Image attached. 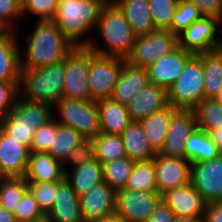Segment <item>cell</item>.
Returning a JSON list of instances; mask_svg holds the SVG:
<instances>
[{
    "mask_svg": "<svg viewBox=\"0 0 222 222\" xmlns=\"http://www.w3.org/2000/svg\"><path fill=\"white\" fill-rule=\"evenodd\" d=\"M20 46V69H36L63 61L75 47L53 20H36ZM22 47V48H21Z\"/></svg>",
    "mask_w": 222,
    "mask_h": 222,
    "instance_id": "1",
    "label": "cell"
},
{
    "mask_svg": "<svg viewBox=\"0 0 222 222\" xmlns=\"http://www.w3.org/2000/svg\"><path fill=\"white\" fill-rule=\"evenodd\" d=\"M95 31L103 45L91 38L87 46L97 55L124 59L130 55L136 36L124 13L112 0L103 7Z\"/></svg>",
    "mask_w": 222,
    "mask_h": 222,
    "instance_id": "2",
    "label": "cell"
},
{
    "mask_svg": "<svg viewBox=\"0 0 222 222\" xmlns=\"http://www.w3.org/2000/svg\"><path fill=\"white\" fill-rule=\"evenodd\" d=\"M108 1L59 0L53 21L75 46H87L91 41L89 33L95 32L101 11Z\"/></svg>",
    "mask_w": 222,
    "mask_h": 222,
    "instance_id": "3",
    "label": "cell"
},
{
    "mask_svg": "<svg viewBox=\"0 0 222 222\" xmlns=\"http://www.w3.org/2000/svg\"><path fill=\"white\" fill-rule=\"evenodd\" d=\"M64 60L36 69H20V97L54 106L63 98Z\"/></svg>",
    "mask_w": 222,
    "mask_h": 222,
    "instance_id": "4",
    "label": "cell"
},
{
    "mask_svg": "<svg viewBox=\"0 0 222 222\" xmlns=\"http://www.w3.org/2000/svg\"><path fill=\"white\" fill-rule=\"evenodd\" d=\"M53 117V106L19 97L14 108L0 117V128L30 150L36 129Z\"/></svg>",
    "mask_w": 222,
    "mask_h": 222,
    "instance_id": "5",
    "label": "cell"
},
{
    "mask_svg": "<svg viewBox=\"0 0 222 222\" xmlns=\"http://www.w3.org/2000/svg\"><path fill=\"white\" fill-rule=\"evenodd\" d=\"M56 121L72 127L85 139H93L100 133L97 101L62 98L53 106Z\"/></svg>",
    "mask_w": 222,
    "mask_h": 222,
    "instance_id": "6",
    "label": "cell"
},
{
    "mask_svg": "<svg viewBox=\"0 0 222 222\" xmlns=\"http://www.w3.org/2000/svg\"><path fill=\"white\" fill-rule=\"evenodd\" d=\"M204 98V71L201 59L194 55L178 79L167 90L168 104L176 109L193 110Z\"/></svg>",
    "mask_w": 222,
    "mask_h": 222,
    "instance_id": "7",
    "label": "cell"
},
{
    "mask_svg": "<svg viewBox=\"0 0 222 222\" xmlns=\"http://www.w3.org/2000/svg\"><path fill=\"white\" fill-rule=\"evenodd\" d=\"M97 55L88 46H75L64 59L63 98L90 100L88 74L92 59Z\"/></svg>",
    "mask_w": 222,
    "mask_h": 222,
    "instance_id": "8",
    "label": "cell"
},
{
    "mask_svg": "<svg viewBox=\"0 0 222 222\" xmlns=\"http://www.w3.org/2000/svg\"><path fill=\"white\" fill-rule=\"evenodd\" d=\"M178 47V37L169 30L156 29L145 36H138L126 62L135 67L147 68L160 57Z\"/></svg>",
    "mask_w": 222,
    "mask_h": 222,
    "instance_id": "9",
    "label": "cell"
},
{
    "mask_svg": "<svg viewBox=\"0 0 222 222\" xmlns=\"http://www.w3.org/2000/svg\"><path fill=\"white\" fill-rule=\"evenodd\" d=\"M126 59L96 55L88 74L90 100L111 98Z\"/></svg>",
    "mask_w": 222,
    "mask_h": 222,
    "instance_id": "10",
    "label": "cell"
},
{
    "mask_svg": "<svg viewBox=\"0 0 222 222\" xmlns=\"http://www.w3.org/2000/svg\"><path fill=\"white\" fill-rule=\"evenodd\" d=\"M161 200L158 192L120 189L116 191L114 213L126 222H147Z\"/></svg>",
    "mask_w": 222,
    "mask_h": 222,
    "instance_id": "11",
    "label": "cell"
},
{
    "mask_svg": "<svg viewBox=\"0 0 222 222\" xmlns=\"http://www.w3.org/2000/svg\"><path fill=\"white\" fill-rule=\"evenodd\" d=\"M222 24L214 18L194 21L178 37V46L193 54L219 49Z\"/></svg>",
    "mask_w": 222,
    "mask_h": 222,
    "instance_id": "12",
    "label": "cell"
},
{
    "mask_svg": "<svg viewBox=\"0 0 222 222\" xmlns=\"http://www.w3.org/2000/svg\"><path fill=\"white\" fill-rule=\"evenodd\" d=\"M190 184L206 203L222 201V153L212 160L192 163Z\"/></svg>",
    "mask_w": 222,
    "mask_h": 222,
    "instance_id": "13",
    "label": "cell"
},
{
    "mask_svg": "<svg viewBox=\"0 0 222 222\" xmlns=\"http://www.w3.org/2000/svg\"><path fill=\"white\" fill-rule=\"evenodd\" d=\"M194 55L178 46L146 68L149 82L167 91Z\"/></svg>",
    "mask_w": 222,
    "mask_h": 222,
    "instance_id": "14",
    "label": "cell"
},
{
    "mask_svg": "<svg viewBox=\"0 0 222 222\" xmlns=\"http://www.w3.org/2000/svg\"><path fill=\"white\" fill-rule=\"evenodd\" d=\"M154 166L156 186L160 195L190 183L191 163L185 157H166L157 153Z\"/></svg>",
    "mask_w": 222,
    "mask_h": 222,
    "instance_id": "15",
    "label": "cell"
},
{
    "mask_svg": "<svg viewBox=\"0 0 222 222\" xmlns=\"http://www.w3.org/2000/svg\"><path fill=\"white\" fill-rule=\"evenodd\" d=\"M196 128L194 111L178 109L172 115L165 144L159 154L174 158L185 157V143Z\"/></svg>",
    "mask_w": 222,
    "mask_h": 222,
    "instance_id": "16",
    "label": "cell"
},
{
    "mask_svg": "<svg viewBox=\"0 0 222 222\" xmlns=\"http://www.w3.org/2000/svg\"><path fill=\"white\" fill-rule=\"evenodd\" d=\"M115 195L116 191L103 181L79 196L83 221L91 222L114 213Z\"/></svg>",
    "mask_w": 222,
    "mask_h": 222,
    "instance_id": "17",
    "label": "cell"
},
{
    "mask_svg": "<svg viewBox=\"0 0 222 222\" xmlns=\"http://www.w3.org/2000/svg\"><path fill=\"white\" fill-rule=\"evenodd\" d=\"M29 149L0 128V176L24 177Z\"/></svg>",
    "mask_w": 222,
    "mask_h": 222,
    "instance_id": "18",
    "label": "cell"
},
{
    "mask_svg": "<svg viewBox=\"0 0 222 222\" xmlns=\"http://www.w3.org/2000/svg\"><path fill=\"white\" fill-rule=\"evenodd\" d=\"M162 200L171 208L176 217L205 214L207 203L190 183L166 191L162 194Z\"/></svg>",
    "mask_w": 222,
    "mask_h": 222,
    "instance_id": "19",
    "label": "cell"
},
{
    "mask_svg": "<svg viewBox=\"0 0 222 222\" xmlns=\"http://www.w3.org/2000/svg\"><path fill=\"white\" fill-rule=\"evenodd\" d=\"M168 105L167 91L148 82L145 88L125 106L131 121L139 122Z\"/></svg>",
    "mask_w": 222,
    "mask_h": 222,
    "instance_id": "20",
    "label": "cell"
},
{
    "mask_svg": "<svg viewBox=\"0 0 222 222\" xmlns=\"http://www.w3.org/2000/svg\"><path fill=\"white\" fill-rule=\"evenodd\" d=\"M46 217L50 222H84L80 212L79 196L66 179L57 182L54 206Z\"/></svg>",
    "mask_w": 222,
    "mask_h": 222,
    "instance_id": "21",
    "label": "cell"
},
{
    "mask_svg": "<svg viewBox=\"0 0 222 222\" xmlns=\"http://www.w3.org/2000/svg\"><path fill=\"white\" fill-rule=\"evenodd\" d=\"M17 33L0 31V82H20L21 44Z\"/></svg>",
    "mask_w": 222,
    "mask_h": 222,
    "instance_id": "22",
    "label": "cell"
},
{
    "mask_svg": "<svg viewBox=\"0 0 222 222\" xmlns=\"http://www.w3.org/2000/svg\"><path fill=\"white\" fill-rule=\"evenodd\" d=\"M24 178L27 182H61L65 172L63 164L50 154L30 152Z\"/></svg>",
    "mask_w": 222,
    "mask_h": 222,
    "instance_id": "23",
    "label": "cell"
},
{
    "mask_svg": "<svg viewBox=\"0 0 222 222\" xmlns=\"http://www.w3.org/2000/svg\"><path fill=\"white\" fill-rule=\"evenodd\" d=\"M148 82L146 68L135 67L125 62L111 98L126 105L145 88Z\"/></svg>",
    "mask_w": 222,
    "mask_h": 222,
    "instance_id": "24",
    "label": "cell"
},
{
    "mask_svg": "<svg viewBox=\"0 0 222 222\" xmlns=\"http://www.w3.org/2000/svg\"><path fill=\"white\" fill-rule=\"evenodd\" d=\"M97 109L101 133L120 135L131 123L126 106L112 98L98 100Z\"/></svg>",
    "mask_w": 222,
    "mask_h": 222,
    "instance_id": "25",
    "label": "cell"
},
{
    "mask_svg": "<svg viewBox=\"0 0 222 222\" xmlns=\"http://www.w3.org/2000/svg\"><path fill=\"white\" fill-rule=\"evenodd\" d=\"M65 179L72 186L76 194L81 196L103 182V166L94 157L82 165L65 172Z\"/></svg>",
    "mask_w": 222,
    "mask_h": 222,
    "instance_id": "26",
    "label": "cell"
},
{
    "mask_svg": "<svg viewBox=\"0 0 222 222\" xmlns=\"http://www.w3.org/2000/svg\"><path fill=\"white\" fill-rule=\"evenodd\" d=\"M124 13L136 37L145 36L155 29L148 0H112Z\"/></svg>",
    "mask_w": 222,
    "mask_h": 222,
    "instance_id": "27",
    "label": "cell"
},
{
    "mask_svg": "<svg viewBox=\"0 0 222 222\" xmlns=\"http://www.w3.org/2000/svg\"><path fill=\"white\" fill-rule=\"evenodd\" d=\"M177 110L168 105L163 110L157 111L139 121L146 138L156 153H160L164 147L170 120Z\"/></svg>",
    "mask_w": 222,
    "mask_h": 222,
    "instance_id": "28",
    "label": "cell"
},
{
    "mask_svg": "<svg viewBox=\"0 0 222 222\" xmlns=\"http://www.w3.org/2000/svg\"><path fill=\"white\" fill-rule=\"evenodd\" d=\"M120 135L126 156L130 160L147 161L154 159L156 156L157 153L152 149L139 122L131 121Z\"/></svg>",
    "mask_w": 222,
    "mask_h": 222,
    "instance_id": "29",
    "label": "cell"
},
{
    "mask_svg": "<svg viewBox=\"0 0 222 222\" xmlns=\"http://www.w3.org/2000/svg\"><path fill=\"white\" fill-rule=\"evenodd\" d=\"M204 71V98L213 99L222 88V52L215 49L196 54Z\"/></svg>",
    "mask_w": 222,
    "mask_h": 222,
    "instance_id": "30",
    "label": "cell"
},
{
    "mask_svg": "<svg viewBox=\"0 0 222 222\" xmlns=\"http://www.w3.org/2000/svg\"><path fill=\"white\" fill-rule=\"evenodd\" d=\"M220 153L209 134L199 128L191 133L185 143V158L191 164L212 160Z\"/></svg>",
    "mask_w": 222,
    "mask_h": 222,
    "instance_id": "31",
    "label": "cell"
},
{
    "mask_svg": "<svg viewBox=\"0 0 222 222\" xmlns=\"http://www.w3.org/2000/svg\"><path fill=\"white\" fill-rule=\"evenodd\" d=\"M84 140L85 138L75 129L57 122L56 134L53 135L52 144L47 153L63 164L72 150Z\"/></svg>",
    "mask_w": 222,
    "mask_h": 222,
    "instance_id": "32",
    "label": "cell"
},
{
    "mask_svg": "<svg viewBox=\"0 0 222 222\" xmlns=\"http://www.w3.org/2000/svg\"><path fill=\"white\" fill-rule=\"evenodd\" d=\"M126 190L158 192L154 159L135 161L133 170L124 187Z\"/></svg>",
    "mask_w": 222,
    "mask_h": 222,
    "instance_id": "33",
    "label": "cell"
},
{
    "mask_svg": "<svg viewBox=\"0 0 222 222\" xmlns=\"http://www.w3.org/2000/svg\"><path fill=\"white\" fill-rule=\"evenodd\" d=\"M95 157L101 164L126 157L125 147L119 134L99 133L92 139Z\"/></svg>",
    "mask_w": 222,
    "mask_h": 222,
    "instance_id": "34",
    "label": "cell"
},
{
    "mask_svg": "<svg viewBox=\"0 0 222 222\" xmlns=\"http://www.w3.org/2000/svg\"><path fill=\"white\" fill-rule=\"evenodd\" d=\"M134 162L126 156L103 163V181L115 191L124 189L132 173Z\"/></svg>",
    "mask_w": 222,
    "mask_h": 222,
    "instance_id": "35",
    "label": "cell"
},
{
    "mask_svg": "<svg viewBox=\"0 0 222 222\" xmlns=\"http://www.w3.org/2000/svg\"><path fill=\"white\" fill-rule=\"evenodd\" d=\"M27 191V181L24 177H1L0 205L14 214L19 201Z\"/></svg>",
    "mask_w": 222,
    "mask_h": 222,
    "instance_id": "36",
    "label": "cell"
},
{
    "mask_svg": "<svg viewBox=\"0 0 222 222\" xmlns=\"http://www.w3.org/2000/svg\"><path fill=\"white\" fill-rule=\"evenodd\" d=\"M197 128L208 132L222 128V105L211 98H203L193 109Z\"/></svg>",
    "mask_w": 222,
    "mask_h": 222,
    "instance_id": "37",
    "label": "cell"
},
{
    "mask_svg": "<svg viewBox=\"0 0 222 222\" xmlns=\"http://www.w3.org/2000/svg\"><path fill=\"white\" fill-rule=\"evenodd\" d=\"M179 0H148L155 29L169 30Z\"/></svg>",
    "mask_w": 222,
    "mask_h": 222,
    "instance_id": "38",
    "label": "cell"
},
{
    "mask_svg": "<svg viewBox=\"0 0 222 222\" xmlns=\"http://www.w3.org/2000/svg\"><path fill=\"white\" fill-rule=\"evenodd\" d=\"M198 8L187 0H179L171 23V32L178 36L194 21L201 19Z\"/></svg>",
    "mask_w": 222,
    "mask_h": 222,
    "instance_id": "39",
    "label": "cell"
},
{
    "mask_svg": "<svg viewBox=\"0 0 222 222\" xmlns=\"http://www.w3.org/2000/svg\"><path fill=\"white\" fill-rule=\"evenodd\" d=\"M27 189L36 200L42 212L47 215L54 206L57 182H27Z\"/></svg>",
    "mask_w": 222,
    "mask_h": 222,
    "instance_id": "40",
    "label": "cell"
},
{
    "mask_svg": "<svg viewBox=\"0 0 222 222\" xmlns=\"http://www.w3.org/2000/svg\"><path fill=\"white\" fill-rule=\"evenodd\" d=\"M22 18V0H0V31H14Z\"/></svg>",
    "mask_w": 222,
    "mask_h": 222,
    "instance_id": "41",
    "label": "cell"
},
{
    "mask_svg": "<svg viewBox=\"0 0 222 222\" xmlns=\"http://www.w3.org/2000/svg\"><path fill=\"white\" fill-rule=\"evenodd\" d=\"M59 0H22V18L32 14L36 20H53Z\"/></svg>",
    "mask_w": 222,
    "mask_h": 222,
    "instance_id": "42",
    "label": "cell"
},
{
    "mask_svg": "<svg viewBox=\"0 0 222 222\" xmlns=\"http://www.w3.org/2000/svg\"><path fill=\"white\" fill-rule=\"evenodd\" d=\"M14 215L17 222H36L46 217L29 191L19 201Z\"/></svg>",
    "mask_w": 222,
    "mask_h": 222,
    "instance_id": "43",
    "label": "cell"
},
{
    "mask_svg": "<svg viewBox=\"0 0 222 222\" xmlns=\"http://www.w3.org/2000/svg\"><path fill=\"white\" fill-rule=\"evenodd\" d=\"M57 121L53 117L47 123L38 127L33 135L30 152L47 153L52 144L53 135L56 134Z\"/></svg>",
    "mask_w": 222,
    "mask_h": 222,
    "instance_id": "44",
    "label": "cell"
},
{
    "mask_svg": "<svg viewBox=\"0 0 222 222\" xmlns=\"http://www.w3.org/2000/svg\"><path fill=\"white\" fill-rule=\"evenodd\" d=\"M94 157V143L92 139H85L80 144H78L77 147L74 148L68 155L66 161L63 163L64 172H67L69 169H72L76 166H80L83 163L93 159Z\"/></svg>",
    "mask_w": 222,
    "mask_h": 222,
    "instance_id": "45",
    "label": "cell"
},
{
    "mask_svg": "<svg viewBox=\"0 0 222 222\" xmlns=\"http://www.w3.org/2000/svg\"><path fill=\"white\" fill-rule=\"evenodd\" d=\"M20 97V82H0V117L9 113Z\"/></svg>",
    "mask_w": 222,
    "mask_h": 222,
    "instance_id": "46",
    "label": "cell"
},
{
    "mask_svg": "<svg viewBox=\"0 0 222 222\" xmlns=\"http://www.w3.org/2000/svg\"><path fill=\"white\" fill-rule=\"evenodd\" d=\"M194 4L202 17L214 18L222 24V0H187Z\"/></svg>",
    "mask_w": 222,
    "mask_h": 222,
    "instance_id": "47",
    "label": "cell"
},
{
    "mask_svg": "<svg viewBox=\"0 0 222 222\" xmlns=\"http://www.w3.org/2000/svg\"><path fill=\"white\" fill-rule=\"evenodd\" d=\"M176 216L171 208L161 200L147 222H175Z\"/></svg>",
    "mask_w": 222,
    "mask_h": 222,
    "instance_id": "48",
    "label": "cell"
},
{
    "mask_svg": "<svg viewBox=\"0 0 222 222\" xmlns=\"http://www.w3.org/2000/svg\"><path fill=\"white\" fill-rule=\"evenodd\" d=\"M204 218L205 222H222V201L207 203Z\"/></svg>",
    "mask_w": 222,
    "mask_h": 222,
    "instance_id": "49",
    "label": "cell"
},
{
    "mask_svg": "<svg viewBox=\"0 0 222 222\" xmlns=\"http://www.w3.org/2000/svg\"><path fill=\"white\" fill-rule=\"evenodd\" d=\"M207 133L217 146V149L222 153V128L211 129Z\"/></svg>",
    "mask_w": 222,
    "mask_h": 222,
    "instance_id": "50",
    "label": "cell"
},
{
    "mask_svg": "<svg viewBox=\"0 0 222 222\" xmlns=\"http://www.w3.org/2000/svg\"><path fill=\"white\" fill-rule=\"evenodd\" d=\"M0 222H17L15 215L0 205Z\"/></svg>",
    "mask_w": 222,
    "mask_h": 222,
    "instance_id": "51",
    "label": "cell"
},
{
    "mask_svg": "<svg viewBox=\"0 0 222 222\" xmlns=\"http://www.w3.org/2000/svg\"><path fill=\"white\" fill-rule=\"evenodd\" d=\"M91 222H126V221L117 213H112L108 216H105L101 219H96Z\"/></svg>",
    "mask_w": 222,
    "mask_h": 222,
    "instance_id": "52",
    "label": "cell"
},
{
    "mask_svg": "<svg viewBox=\"0 0 222 222\" xmlns=\"http://www.w3.org/2000/svg\"><path fill=\"white\" fill-rule=\"evenodd\" d=\"M175 222H205L204 215H196L191 217H176Z\"/></svg>",
    "mask_w": 222,
    "mask_h": 222,
    "instance_id": "53",
    "label": "cell"
},
{
    "mask_svg": "<svg viewBox=\"0 0 222 222\" xmlns=\"http://www.w3.org/2000/svg\"><path fill=\"white\" fill-rule=\"evenodd\" d=\"M213 99L222 105V88H221L220 91L214 96Z\"/></svg>",
    "mask_w": 222,
    "mask_h": 222,
    "instance_id": "54",
    "label": "cell"
},
{
    "mask_svg": "<svg viewBox=\"0 0 222 222\" xmlns=\"http://www.w3.org/2000/svg\"><path fill=\"white\" fill-rule=\"evenodd\" d=\"M221 37H220V46H219V50L222 52V26H221V33H220Z\"/></svg>",
    "mask_w": 222,
    "mask_h": 222,
    "instance_id": "55",
    "label": "cell"
},
{
    "mask_svg": "<svg viewBox=\"0 0 222 222\" xmlns=\"http://www.w3.org/2000/svg\"><path fill=\"white\" fill-rule=\"evenodd\" d=\"M36 222H50L47 217L43 218L42 220L36 221Z\"/></svg>",
    "mask_w": 222,
    "mask_h": 222,
    "instance_id": "56",
    "label": "cell"
}]
</instances>
